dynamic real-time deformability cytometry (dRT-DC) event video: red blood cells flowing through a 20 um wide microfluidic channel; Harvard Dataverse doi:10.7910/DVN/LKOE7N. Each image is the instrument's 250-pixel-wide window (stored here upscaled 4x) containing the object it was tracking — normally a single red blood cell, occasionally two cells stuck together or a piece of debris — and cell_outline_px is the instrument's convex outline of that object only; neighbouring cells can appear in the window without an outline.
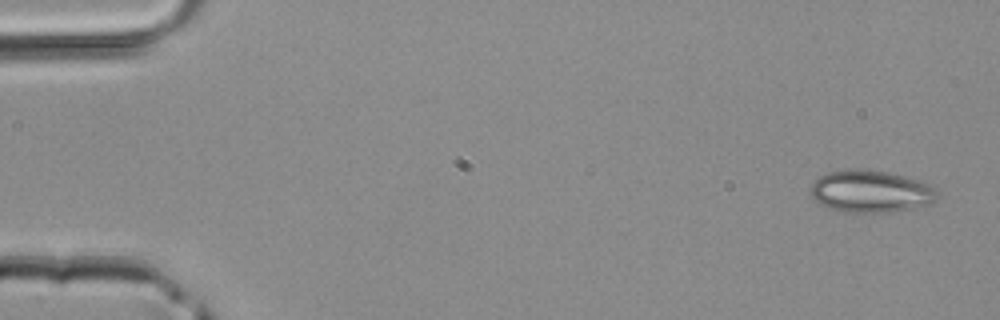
{"species": "common noctule bat (a hibernating species)", "species_latin": "Nyctalus noctula", "temperature_condition": "room temperature", "stored_images_in_passage": 4, "camera_frame_rate_fps": 3000, "um_per_image_px": 0.085, "animal": {"sex": "male", "body_mass_g": 20.4}, "frame": {"image": 1, "passage_image": 1, "time_ms": 0.0, "image_size_px": [1000, 320], "cell_outline_px": [[936, 196], [928, 204], [912, 208], [888, 212], [844, 212], [828, 208], [820, 204], [812, 196], [808, 188], [812, 180], [828, 172], [856, 168], [884, 172], [904, 176], [936, 184]], "centroid_in_image_um": [73.98, 16.26], "position_along_channel_um": 11.0, "area_um2": 31.27}}